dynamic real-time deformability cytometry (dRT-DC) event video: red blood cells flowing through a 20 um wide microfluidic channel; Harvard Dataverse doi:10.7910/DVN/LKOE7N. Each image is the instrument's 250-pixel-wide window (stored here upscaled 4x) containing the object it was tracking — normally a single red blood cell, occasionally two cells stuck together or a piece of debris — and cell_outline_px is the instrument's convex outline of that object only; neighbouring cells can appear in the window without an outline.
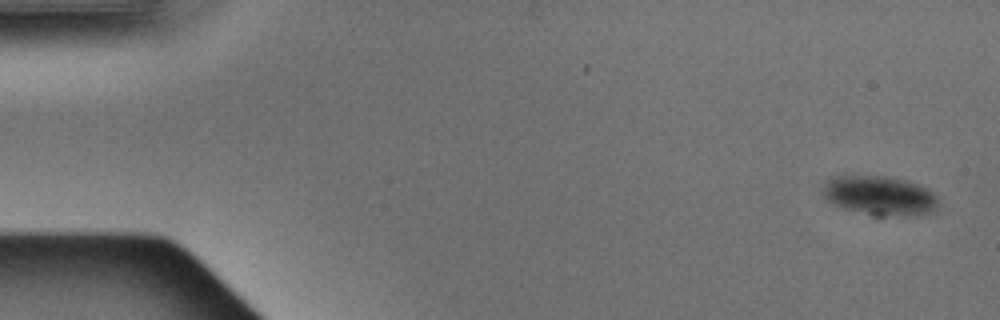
{"species": "Egyptian fruit bat (a non-hibernating species)", "species_latin": "Rousettus aegyptiacus", "temperature_condition": "warm", "stored_images_in_passage": 3, "camera_frame_rate_fps": 3000, "um_per_image_px": 0.085, "animal": {"sex": "male"}, "frame": {"image": 1, "passage_image": 3, "time_ms": 0.667, "image_size_px": [1000, 320], "cell_outline_px": [[936, 212], [916, 216], [872, 216], [844, 208], [828, 200], [824, 196], [824, 188], [828, 180], [832, 176], [884, 176], [904, 180], [920, 184], [928, 188], [936, 196]], "centroid_in_image_um": [74.84, 16.65], "position_along_channel_um": 10.2, "area_um2": 26.59}}